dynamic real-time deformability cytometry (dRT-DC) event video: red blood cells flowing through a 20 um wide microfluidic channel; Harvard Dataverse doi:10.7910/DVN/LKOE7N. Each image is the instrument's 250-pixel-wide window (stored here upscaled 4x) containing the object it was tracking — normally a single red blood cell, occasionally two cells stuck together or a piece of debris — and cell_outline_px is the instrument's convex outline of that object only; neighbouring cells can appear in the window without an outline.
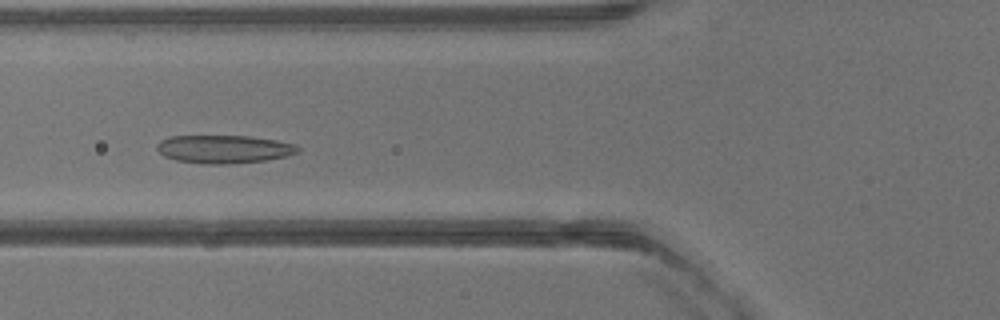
{"species": "common noctule bat (a hibernating species)", "species_latin": "Nyctalus noctula", "temperature_condition": "warm", "stored_images_in_passage": 40, "camera_frame_rate_fps": 3000, "um_per_image_px": 0.085, "animal": {"sex": "male", "body_mass_g": 13.3}, "frame": {"image": 1, "passage_image": 15, "time_ms": 4.667, "image_size_px": [1000, 320], "cell_outline_px": [[300, 152], [288, 156], [268, 160], [228, 164], [204, 164], [176, 160], [164, 156], [156, 148], [156, 144], [160, 140], [168, 136], [252, 136], [276, 140], [296, 144], [300, 148]], "centroid_in_image_um": [19.06, 12.67], "position_along_channel_um": 106.7, "area_um2": 23.41}}
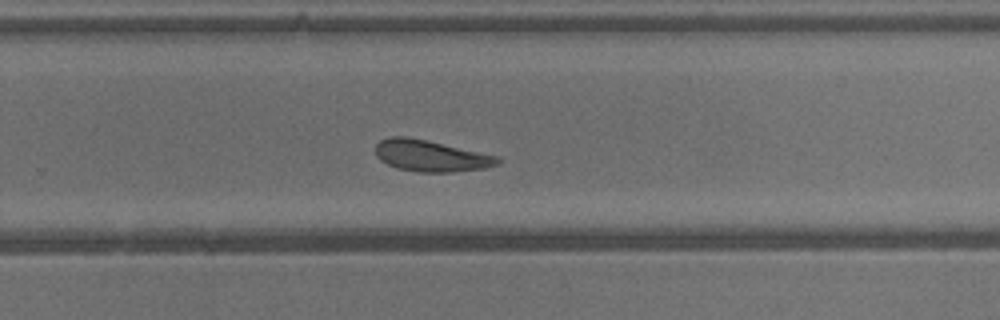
{"frame": {"image": 2, "passage_image": 26, "time_ms": 8.333, "image_size_px": [1000, 320], "cell_outline_px": [[500, 164], [484, 168], [452, 172], [416, 172], [396, 168], [380, 160], [376, 156], [376, 144], [380, 140], [388, 136], [404, 136], [424, 140], [496, 156], [500, 160]], "centroid_in_image_um": [36.55, 13.26], "position_along_channel_um": 293.2, "area_um2": 22.02}}
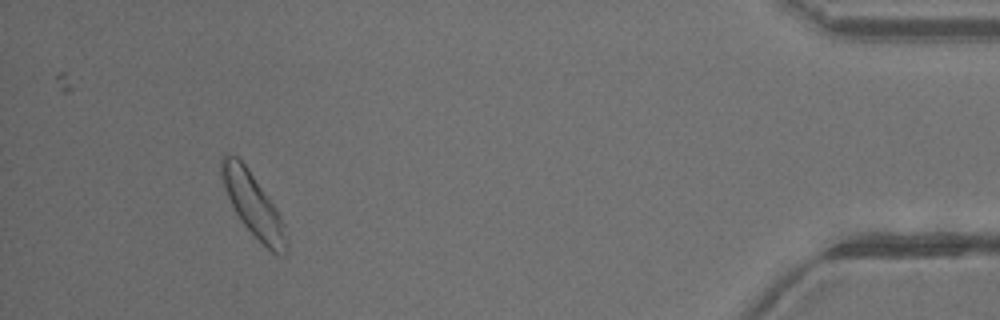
{"frame": {"image": 3, "passage_image": 37, "time_ms": 12.0, "image_size_px": [1000, 320], "cell_outline_px": [[288, 252], [284, 256], [276, 256], [240, 220], [224, 188], [220, 176], [220, 160], [224, 152], [228, 152], [236, 156], [248, 168], [276, 208], [284, 224], [288, 236]], "centroid_in_image_um": [21.53, 17.39], "position_along_channel_um": 413.7, "area_um2": 23.87}}